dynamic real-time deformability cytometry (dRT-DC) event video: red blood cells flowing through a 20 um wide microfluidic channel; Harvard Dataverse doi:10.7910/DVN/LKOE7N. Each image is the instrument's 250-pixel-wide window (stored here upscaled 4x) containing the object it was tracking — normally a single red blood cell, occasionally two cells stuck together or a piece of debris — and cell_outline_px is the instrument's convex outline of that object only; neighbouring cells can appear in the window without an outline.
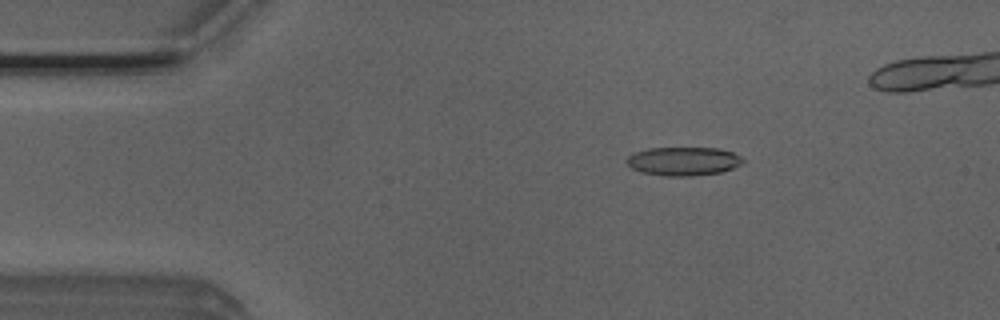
{"species": "Egyptian fruit bat (a non-hibernating species)", "species_latin": "Rousettus aegyptiacus", "temperature_condition": "room temperature", "stored_images_in_passage": 7, "camera_frame_rate_fps": 3000, "um_per_image_px": 0.085, "animal": {"sex": "male"}, "frame": {"image": 1, "passage_image": 3, "time_ms": 0.667, "image_size_px": [1000, 320], "cell_outline_px": [[744, 160], [740, 164], [732, 168], [720, 172], [692, 176], [664, 176], [640, 172], [632, 168], [624, 160], [628, 156], [636, 152], [648, 148], [716, 148], [732, 152], [740, 156]], "centroid_in_image_um": [58.05, 13.71], "position_along_channel_um": 27.0, "area_um2": 19.31}}